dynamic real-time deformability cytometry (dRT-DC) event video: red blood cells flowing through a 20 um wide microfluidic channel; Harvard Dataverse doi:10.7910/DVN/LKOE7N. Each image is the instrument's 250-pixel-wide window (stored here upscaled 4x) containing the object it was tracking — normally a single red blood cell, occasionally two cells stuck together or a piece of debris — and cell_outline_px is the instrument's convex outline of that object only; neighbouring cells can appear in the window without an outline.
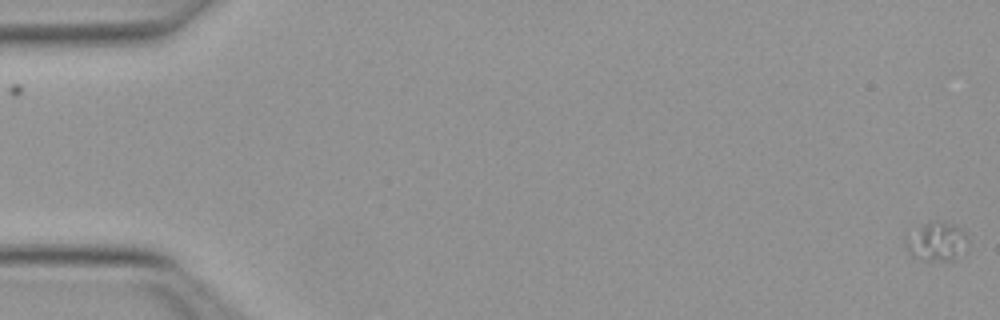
{"species": "Egyptian fruit bat (a non-hibernating species)", "species_latin": "Rousettus aegyptiacus", "temperature_condition": "warm", "stored_images_in_passage": 54, "segment_of_instrument_passage": [1, 2], "camera_frame_rate_fps": 3000, "um_per_image_px": 0.085, "animal": {"sex": "female"}, "frame": {"image": 1, "passage_image": 1, "time_ms": 0.0, "image_size_px": [1000, 320], "cell_outline_px": [[968, 240], [956, 260], [920, 260], [912, 256], [908, 252], [904, 244], [920, 228], [932, 220], [944, 220], [960, 228], [964, 232]], "centroid_in_image_um": [79.65, 20.55], "position_along_channel_um": 5.4, "area_um2": 13.58}}